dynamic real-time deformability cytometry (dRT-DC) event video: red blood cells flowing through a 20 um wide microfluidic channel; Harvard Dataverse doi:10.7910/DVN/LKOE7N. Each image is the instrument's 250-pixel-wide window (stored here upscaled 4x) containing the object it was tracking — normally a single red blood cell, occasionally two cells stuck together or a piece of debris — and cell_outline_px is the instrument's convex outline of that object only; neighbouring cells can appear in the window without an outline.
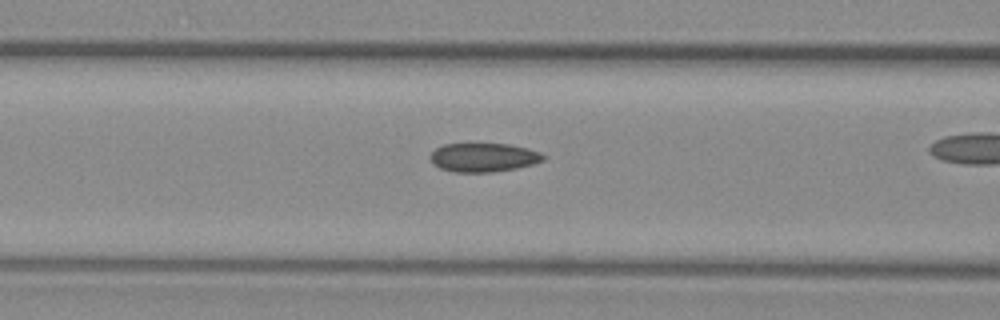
{"species": "common noctule bat (a hibernating species)", "species_latin": "Nyctalus noctula", "temperature_condition": "warm", "stored_images_in_passage": 44, "camera_frame_rate_fps": 3000, "um_per_image_px": 0.085, "animal": {"sex": "female", "body_mass_g": 29.2, "forearm_length_mm": 56.3}, "frame": {"image": 1, "passage_image": 23, "time_ms": 7.333, "image_size_px": [1000, 320], "cell_outline_px": [[548, 156], [544, 160], [532, 164], [516, 168], [492, 172], [456, 172], [440, 168], [432, 164], [428, 156], [436, 148], [444, 144], [508, 144], [528, 148], [540, 152]], "centroid_in_image_um": [41.1, 13.38], "position_along_channel_um": 125.5, "area_um2": 19.07}}
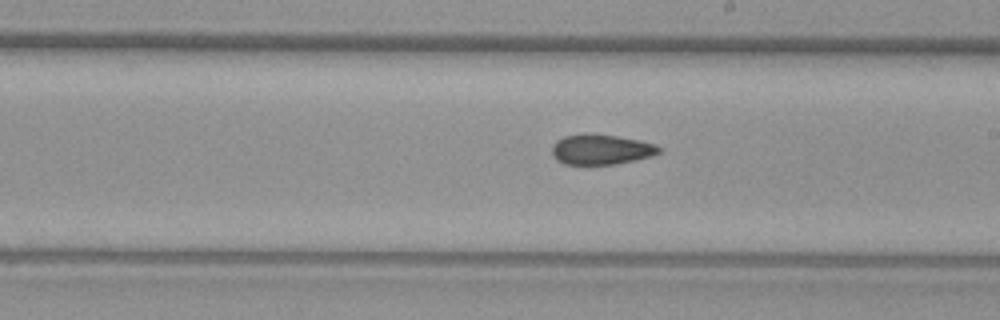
{"frame": {"image": 2, "passage_image": 32, "time_ms": 10.333, "image_size_px": [1000, 320], "cell_outline_px": [[660, 152], [636, 160], [616, 164], [564, 164], [556, 160], [552, 156], [552, 144], [556, 140], [564, 136], [584, 132], [616, 136], [640, 140], [652, 144], [660, 148]], "centroid_in_image_um": [51.01, 12.69], "position_along_channel_um": 238.0, "area_um2": 18.9}}
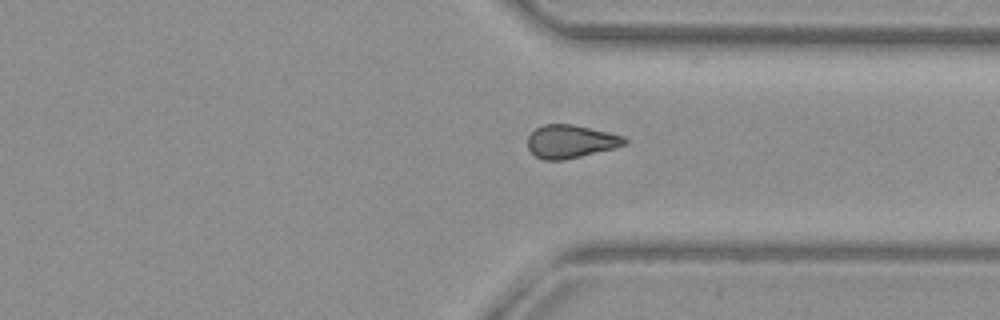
{"frame": {"image": 3, "passage_image": 42, "time_ms": 13.667, "image_size_px": [1000, 320], "cell_outline_px": [[628, 144], [564, 160], [544, 160], [536, 156], [528, 148], [528, 136], [536, 128], [544, 124], [572, 124], [624, 136], [628, 140]], "centroid_in_image_um": [48.5, 12.02], "position_along_channel_um": 362.9, "area_um2": 18.5}}